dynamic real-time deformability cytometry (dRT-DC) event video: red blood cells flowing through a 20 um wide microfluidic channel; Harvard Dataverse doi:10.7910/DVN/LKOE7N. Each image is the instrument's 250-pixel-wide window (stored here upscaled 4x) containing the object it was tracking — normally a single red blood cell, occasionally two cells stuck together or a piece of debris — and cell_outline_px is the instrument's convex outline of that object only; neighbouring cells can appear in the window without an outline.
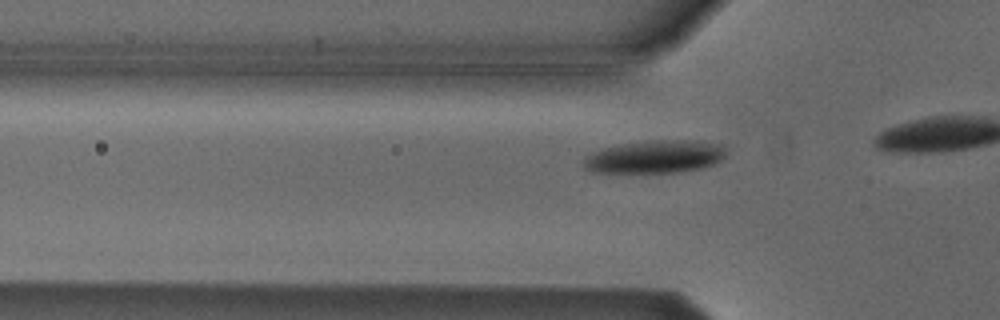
{"species": "Egyptian fruit bat (a non-hibernating species)", "species_latin": "Rousettus aegyptiacus", "temperature_condition": "cold", "stored_images_in_passage": 19, "camera_frame_rate_fps": 3000, "um_per_image_px": 0.085, "animal": {"sex": "male"}, "frame": {"image": 1, "passage_image": 14, "time_ms": 4.333, "image_size_px": [1000, 320], "cell_outline_px": [[728, 152], [716, 164], [700, 168], [676, 172], [592, 172], [584, 168], [580, 164], [584, 156], [592, 152], [604, 148], [652, 140], [700, 140], [724, 144]], "centroid_in_image_um": [55.71, 13.32], "position_along_channel_um": 70.1, "area_um2": 27.46}}